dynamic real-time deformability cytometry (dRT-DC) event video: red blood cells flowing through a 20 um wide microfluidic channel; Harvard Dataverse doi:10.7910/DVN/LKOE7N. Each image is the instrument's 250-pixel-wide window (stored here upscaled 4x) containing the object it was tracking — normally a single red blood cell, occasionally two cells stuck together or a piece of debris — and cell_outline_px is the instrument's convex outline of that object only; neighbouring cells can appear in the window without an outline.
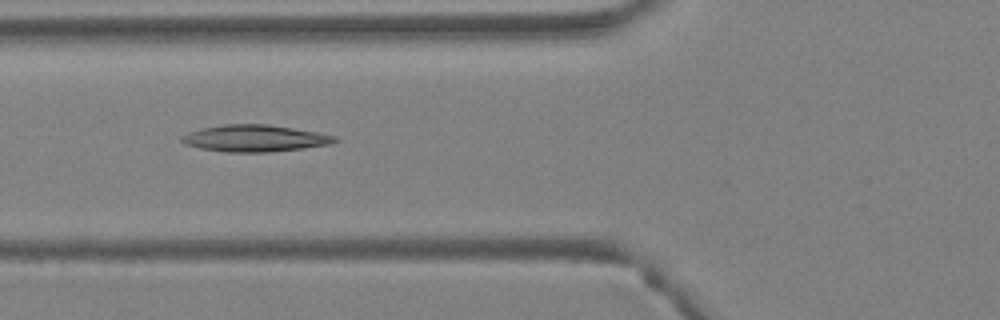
{"species": "Egyptian fruit bat (a non-hibernating species)", "species_latin": "Rousettus aegyptiacus", "temperature_condition": "warm", "stored_images_in_passage": 6, "camera_frame_rate_fps": 3000, "um_per_image_px": 0.085, "animal": {"sex": "female"}, "frame": {"image": 1, "passage_image": 5, "time_ms": 1.333, "image_size_px": [1000, 320], "cell_outline_px": [[340, 140], [328, 144], [304, 148], [268, 152], [224, 152], [200, 148], [184, 144], [180, 140], [180, 136], [188, 132], [200, 128], [224, 124], [264, 124], [292, 128], [316, 132], [336, 136]], "centroid_in_image_um": [21.6, 11.76], "position_along_channel_um": 104.2, "area_um2": 23.87}}
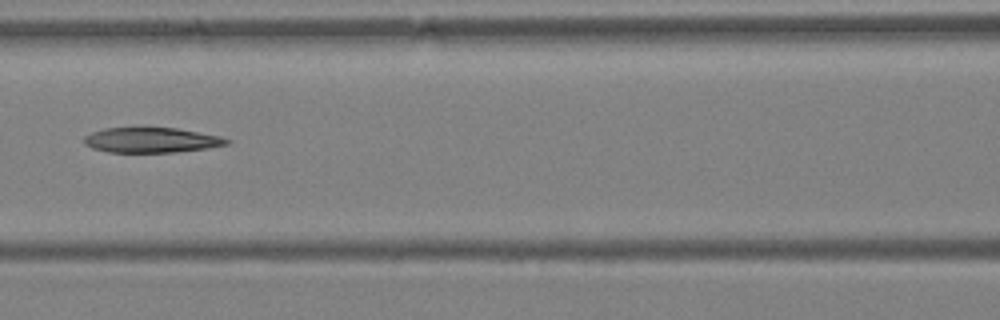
{"frame": {"image": 2, "passage_image": 6, "time_ms": 1.667, "image_size_px": [1000, 320], "cell_outline_px": [[232, 140], [228, 144], [204, 148], [176, 152], [108, 152], [92, 148], [84, 144], [84, 136], [92, 132], [104, 128], [176, 128], [220, 136]], "centroid_in_image_um": [12.84, 11.91], "position_along_channel_um": 153.8, "area_um2": 20.69}}